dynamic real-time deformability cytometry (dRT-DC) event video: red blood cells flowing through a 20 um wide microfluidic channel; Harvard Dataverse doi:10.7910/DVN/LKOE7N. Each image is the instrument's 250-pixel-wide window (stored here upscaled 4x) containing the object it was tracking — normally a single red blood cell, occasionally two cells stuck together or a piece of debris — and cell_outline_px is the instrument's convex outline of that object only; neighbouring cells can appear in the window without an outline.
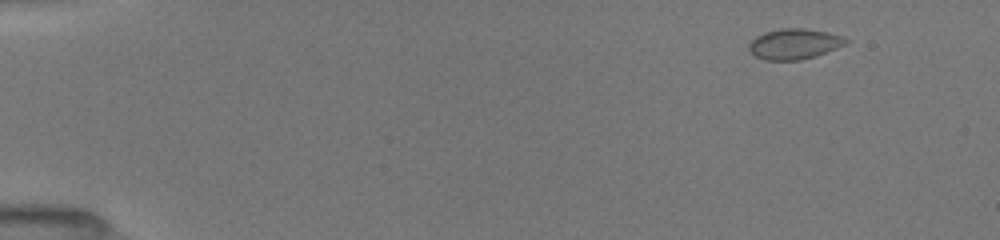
{"species": "common noctule bat (a hibernating species)", "species_latin": "Nyctalus noctula", "temperature_condition": "room temperature", "stored_images_in_passage": 18, "camera_frame_rate_fps": 3000, "um_per_image_px": 0.085, "animal": {"sex": "female", "body_mass_g": 19.5, "forearm_length_mm": 54.1}, "frame": {"image": 1, "passage_image": 2, "time_ms": 1.0, "image_size_px": [1000, 240], "cell_outline_px": [[848, 40], [844, 44], [836, 48], [816, 56], [800, 60], [764, 60], [756, 56], [748, 48], [748, 44], [756, 36], [764, 32], [780, 28], [804, 28], [828, 32], [840, 36]], "centroid_in_image_um": [67.47, 3.73], "position_along_channel_um": 17.5, "area_um2": 17.11}}
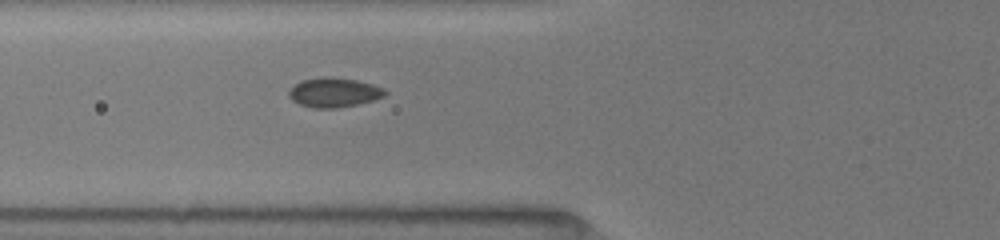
{"frame": {"image": 2, "passage_image": 11, "time_ms": 6.0, "image_size_px": [1000, 240], "cell_outline_px": [[388, 92], [384, 96], [372, 100], [356, 104], [336, 108], [312, 108], [300, 104], [292, 100], [288, 96], [288, 92], [300, 80], [320, 76], [332, 76], [356, 80], [372, 84], [384, 88]], "centroid_in_image_um": [28.37, 7.84], "position_along_channel_um": 97.4, "area_um2": 16.59}}
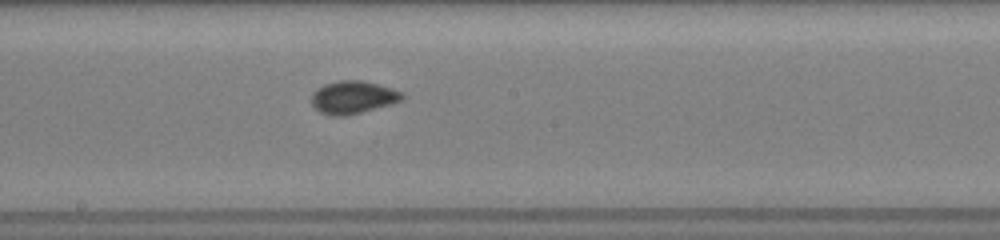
{"frame": {"image": 3, "passage_image": 18, "time_ms": 9.0, "image_size_px": [1000, 240], "cell_outline_px": [[404, 100], [392, 104], [344, 116], [332, 116], [320, 112], [312, 104], [312, 92], [324, 84], [340, 80], [360, 80], [392, 88], [404, 92]], "centroid_in_image_um": [30.03, 8.27], "position_along_channel_um": 218.2, "area_um2": 17.28}}